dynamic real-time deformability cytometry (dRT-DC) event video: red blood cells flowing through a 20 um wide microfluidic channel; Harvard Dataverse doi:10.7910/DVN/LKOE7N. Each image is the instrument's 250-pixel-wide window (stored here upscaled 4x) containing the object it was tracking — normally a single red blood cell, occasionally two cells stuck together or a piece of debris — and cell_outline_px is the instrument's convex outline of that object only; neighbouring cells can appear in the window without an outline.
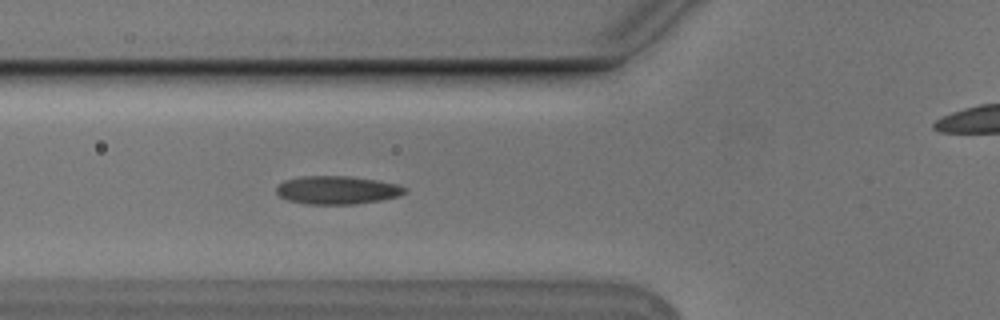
{"species": "Egyptian fruit bat (a non-hibernating species)", "species_latin": "Rousettus aegyptiacus", "temperature_condition": "cold", "stored_images_in_passage": 55, "camera_frame_rate_fps": 3000, "um_per_image_px": 0.085, "animal": {"sex": "male"}, "frame": {"image": 1, "passage_image": 20, "time_ms": 6.333, "image_size_px": [1000, 320], "cell_outline_px": [[408, 192], [400, 196], [384, 200], [356, 204], [304, 204], [288, 200], [280, 196], [276, 192], [276, 188], [284, 180], [304, 176], [348, 176], [376, 180], [396, 184], [404, 188]], "centroid_in_image_um": [28.67, 16.16], "position_along_channel_um": 97.1, "area_um2": 21.15}}
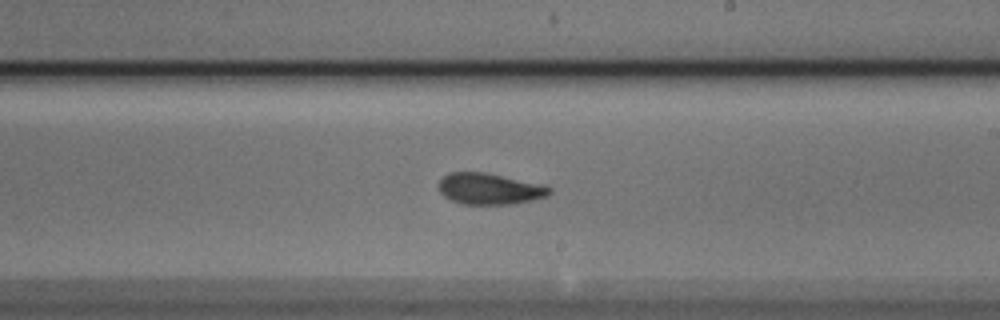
{"frame": {"image": 2, "passage_image": 32, "time_ms": 10.333, "image_size_px": [1000, 320], "cell_outline_px": [[552, 192], [548, 196], [532, 200], [512, 204], [460, 204], [444, 196], [440, 192], [440, 180], [448, 172], [484, 172], [544, 184], [552, 188]], "centroid_in_image_um": [41.65, 16.05], "position_along_channel_um": 247.3, "area_um2": 20.23}}
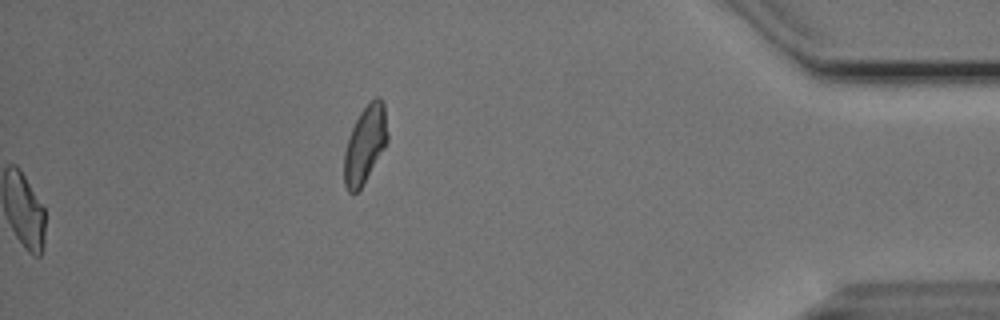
{"frame": {"image": 3, "passage_image": 55, "time_ms": 18.0, "image_size_px": [1000, 320], "cell_outline_px": [[388, 140], [384, 148], [360, 188], [356, 192], [348, 192], [344, 184], [344, 152], [348, 136], [360, 112], [376, 96], [380, 96], [384, 104], [388, 132]], "centroid_in_image_um": [31.03, 12.25], "position_along_channel_um": 404.2, "area_um2": 19.31}, "authors_computed_cell_mechanics": {"area_um2": 20.0566, "velocity_mm_per_s": 3.7623, "shape_relaxation_time_tau1_ms": 5.5467, "shape_relaxation_time_tau2_ms": 2.1654, "deformation_change_tau1": 0.1289, "deformation_change_tau2": 0.073}}